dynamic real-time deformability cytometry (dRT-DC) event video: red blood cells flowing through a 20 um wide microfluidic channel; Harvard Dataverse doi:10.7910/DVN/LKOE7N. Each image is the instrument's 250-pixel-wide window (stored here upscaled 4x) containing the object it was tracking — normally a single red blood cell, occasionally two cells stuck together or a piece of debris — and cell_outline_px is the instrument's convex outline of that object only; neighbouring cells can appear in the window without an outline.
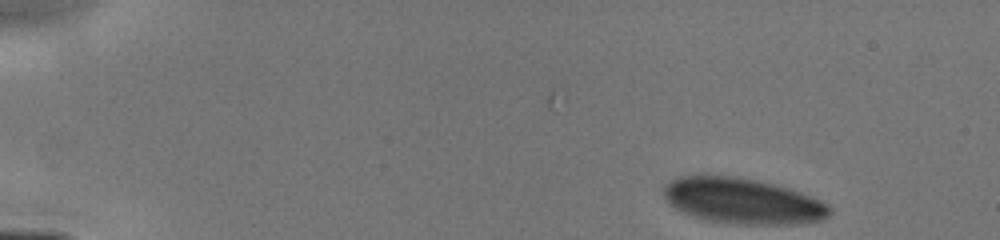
{"species": "human", "species_latin": "Homo sapiens", "temperature_condition": "cold", "stored_images_in_passage": 20, "camera_frame_rate_fps": 3000, "um_per_image_px": 0.085, "donor": {"sex": "male"}, "frame": {"image": 1, "passage_image": 1, "time_ms": 0.0, "image_size_px": [1000, 240], "cell_outline_px": [[832, 212], [828, 216], [820, 220], [800, 224], [732, 224], [704, 220], [680, 212], [668, 204], [664, 196], [664, 188], [672, 180], [680, 176], [732, 176], [756, 180], [772, 184], [808, 196], [828, 204], [832, 208]], "centroid_in_image_um": [63.08, 17.11], "position_along_channel_um": 21.9, "area_um2": 43.87}}
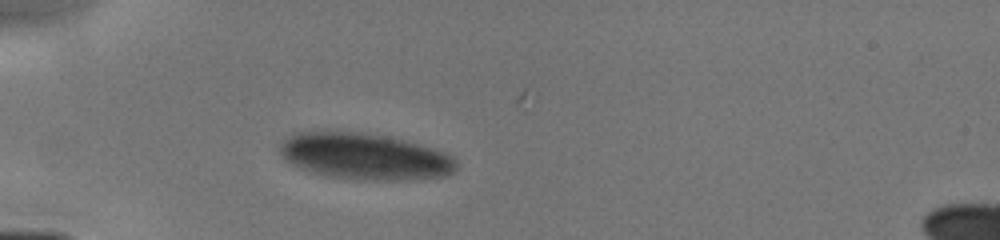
{"frame": {"image": 2, "passage_image": 10, "time_ms": 3.0, "image_size_px": [1000, 240], "cell_outline_px": [[456, 168], [452, 172], [444, 176], [412, 180], [356, 180], [324, 176], [300, 168], [284, 160], [280, 152], [280, 144], [292, 132], [364, 132], [400, 140], [432, 148], [444, 152], [452, 156], [456, 160]], "centroid_in_image_um": [30.96, 13.32], "position_along_channel_um": 54.0, "area_um2": 47.63}}
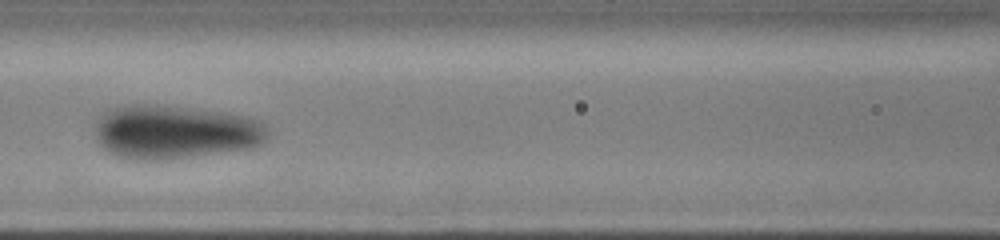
{"frame": {"image": 3, "passage_image": 17, "time_ms": 5.667, "image_size_px": [1000, 240], "cell_outline_px": [[268, 132], [264, 140], [260, 144], [252, 148], [160, 160], [132, 160], [120, 156], [104, 148], [96, 140], [96, 116], [112, 108], [124, 104], [160, 104], [220, 112], [248, 116], [260, 120], [264, 124]], "centroid_in_image_um": [14.83, 11.2], "position_along_channel_um": 151.8, "area_um2": 54.27}}